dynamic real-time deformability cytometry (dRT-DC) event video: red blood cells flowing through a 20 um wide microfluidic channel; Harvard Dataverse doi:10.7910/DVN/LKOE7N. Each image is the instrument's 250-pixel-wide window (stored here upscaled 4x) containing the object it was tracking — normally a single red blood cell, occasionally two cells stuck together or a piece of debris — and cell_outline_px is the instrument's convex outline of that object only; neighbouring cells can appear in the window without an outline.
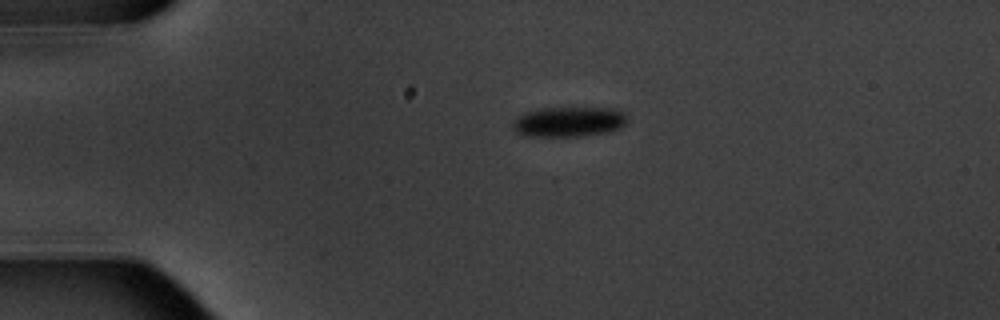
{"species": "common noctule bat (a hibernating species)", "species_latin": "Nyctalus noctula", "temperature_condition": "warm", "stored_images_in_passage": 12, "camera_frame_rate_fps": 3000, "um_per_image_px": 0.085, "animal": {"sex": "male", "body_mass_g": 20.1, "forearm_length_mm": 53.5}, "frame": {"image": 1, "passage_image": 1, "time_ms": 0.0, "image_size_px": [1000, 320], "cell_outline_px": [[628, 120], [620, 128], [608, 132], [584, 136], [524, 136], [516, 132], [512, 128], [512, 120], [516, 116], [524, 112], [540, 108], [612, 108], [624, 112]], "centroid_in_image_um": [48.31, 10.35], "position_along_channel_um": 36.7, "area_um2": 20.35}}
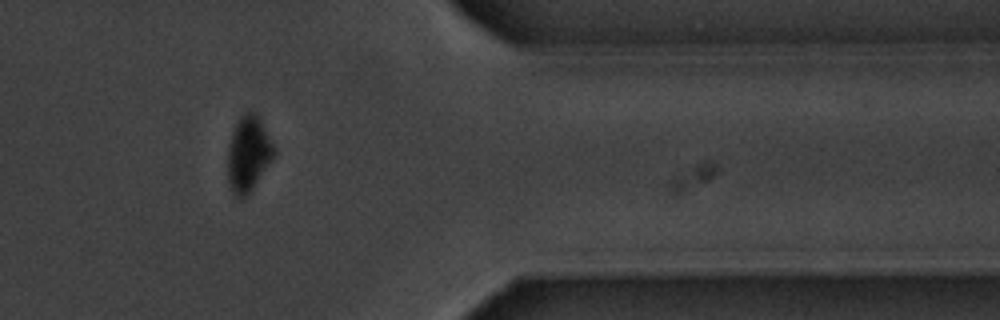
{"frame": {"image": 2, "passage_image": 10, "time_ms": 11.667, "image_size_px": [1000, 320], "cell_outline_px": [[276, 152], [272, 160], [244, 200], [236, 200], [232, 196], [228, 184], [228, 144], [232, 132], [240, 116], [244, 112], [252, 112], [260, 120], [276, 148]], "centroid_in_image_um": [21.09, 13.16], "position_along_channel_um": 390.3, "area_um2": 20.58}}
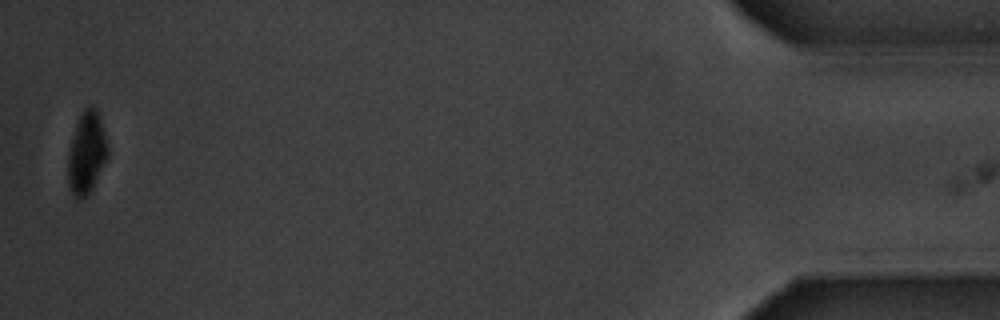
{"frame": {"image": 3, "passage_image": 12, "time_ms": 14.667, "image_size_px": [1000, 320], "cell_outline_px": [[108, 156], [92, 188], [80, 200], [76, 200], [68, 184], [68, 152], [76, 124], [84, 108], [88, 104], [92, 104], [96, 108], [108, 144]], "centroid_in_image_um": [7.36, 12.97], "position_along_channel_um": 427.8, "area_um2": 18.84}, "authors_computed_cell_mechanics": {"area_um2": 21.675, "velocity_mm_per_s": 3.5251, "shape_relaxation_time_tau1_ms": 1.6694, "shape_relaxation_time_tau2_ms": null, "deformation_change_tau1": 0.0842, "deformation_change_tau2": null}}